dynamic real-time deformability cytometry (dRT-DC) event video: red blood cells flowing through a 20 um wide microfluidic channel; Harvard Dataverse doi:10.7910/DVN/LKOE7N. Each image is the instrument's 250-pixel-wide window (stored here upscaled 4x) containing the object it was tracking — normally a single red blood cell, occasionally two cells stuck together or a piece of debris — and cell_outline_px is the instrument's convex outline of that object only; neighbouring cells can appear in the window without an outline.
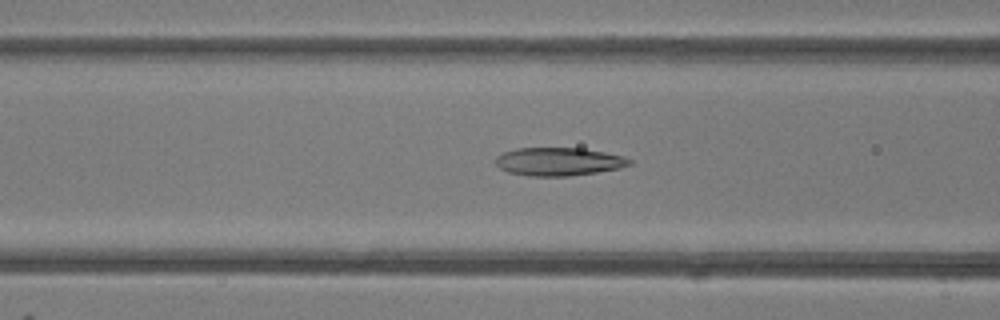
{"species": "common noctule bat (a hibernating species)", "species_latin": "Nyctalus noctula", "temperature_condition": "room temperature", "stored_images_in_passage": 35, "camera_frame_rate_fps": 3000, "um_per_image_px": 0.085, "animal": {"sex": "female"}, "frame": {"image": 1, "passage_image": 6, "time_ms": 1.667, "image_size_px": [1000, 320], "cell_outline_px": [[632, 164], [620, 168], [596, 172], [568, 176], [528, 176], [508, 172], [500, 168], [496, 164], [496, 156], [504, 152], [516, 148], [584, 148], [624, 156], [632, 160]], "centroid_in_image_um": [47.5, 13.73], "position_along_channel_um": 119.1, "area_um2": 22.02}}
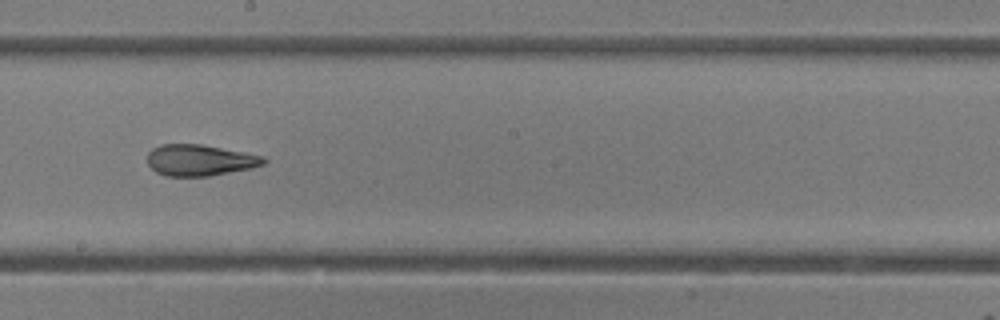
{"frame": {"image": 2, "passage_image": 14, "time_ms": 4.333, "image_size_px": [1000, 320], "cell_outline_px": [[268, 160], [264, 164], [252, 168], [208, 176], [168, 176], [156, 172], [148, 164], [148, 152], [152, 148], [160, 144], [200, 144], [244, 152], [264, 156]], "centroid_in_image_um": [16.99, 13.61], "position_along_channel_um": 231.2, "area_um2": 21.15}}
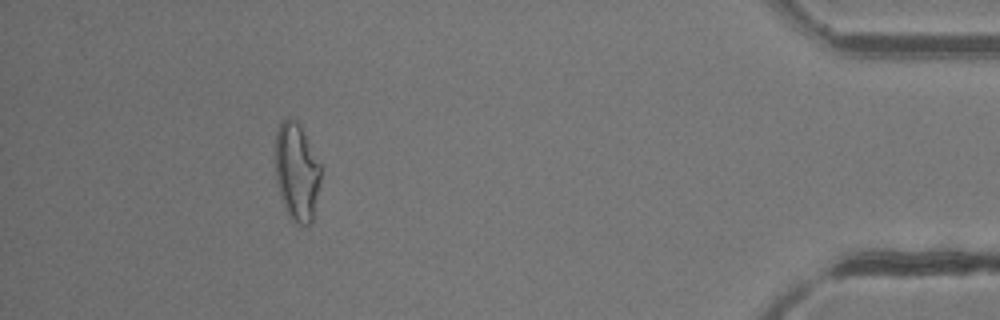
{"frame": {"image": 3, "passage_image": 31, "time_ms": 10.0, "image_size_px": [1000, 320], "cell_outline_px": [[320, 180], [312, 224], [308, 228], [296, 224], [288, 216], [284, 208], [276, 180], [276, 132], [280, 120], [288, 116], [296, 120], [300, 124], [320, 164]], "centroid_in_image_um": [25.22, 14.63], "position_along_channel_um": 410.0, "area_um2": 26.24}, "authors_computed_cell_mechanics": {"area_um2": 22.5998, "velocity_mm_per_s": 4.1917, "shape_relaxation_time_tau1_ms": 10.286, "shape_relaxation_time_tau2_ms": 2.1919, "deformation_change_tau1": 0.2697, "deformation_change_tau2": 0.1078}}